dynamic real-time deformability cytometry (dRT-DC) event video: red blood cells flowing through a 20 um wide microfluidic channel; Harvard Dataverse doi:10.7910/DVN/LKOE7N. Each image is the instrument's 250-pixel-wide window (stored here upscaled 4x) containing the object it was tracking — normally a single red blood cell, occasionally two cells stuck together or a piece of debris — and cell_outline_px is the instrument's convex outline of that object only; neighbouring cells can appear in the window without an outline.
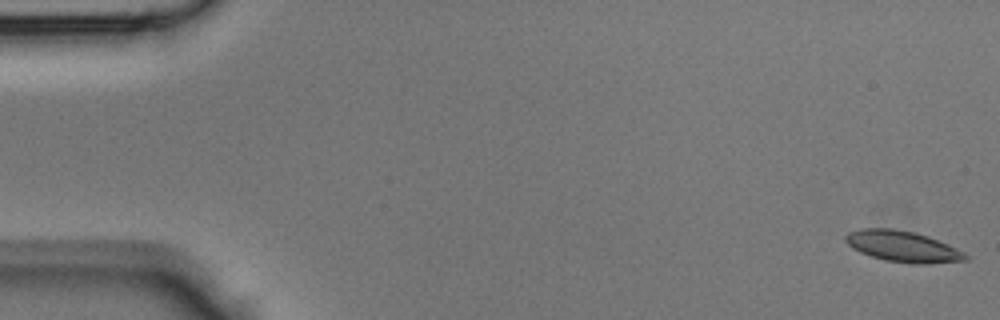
{"species": "Egyptian fruit bat (a non-hibernating species)", "species_latin": "Rousettus aegyptiacus", "temperature_condition": "room temperature", "stored_images_in_passage": 43, "camera_frame_rate_fps": 3000, "um_per_image_px": 0.085, "animal": {"sex": "male"}, "frame": {"image": 1, "passage_image": 1, "time_ms": 0.0, "image_size_px": [1000, 320], "cell_outline_px": [[968, 260], [928, 264], [912, 264], [884, 260], [860, 252], [852, 248], [844, 240], [844, 236], [848, 232], [860, 228], [892, 228], [912, 232], [928, 236], [948, 244], [964, 252], [968, 256]], "centroid_in_image_um": [76.72, 20.95], "position_along_channel_um": 8.3, "area_um2": 21.79}}
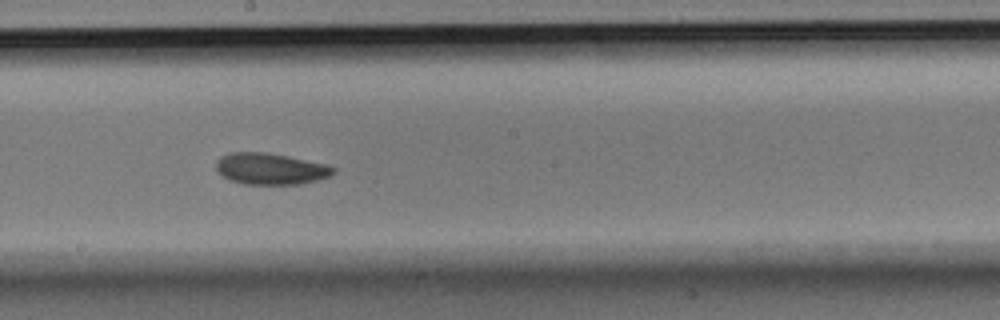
{"frame": {"image": 2, "passage_image": 24, "time_ms": 7.667, "image_size_px": [1000, 320], "cell_outline_px": [[336, 172], [332, 176], [300, 184], [244, 184], [228, 180], [216, 168], [216, 160], [220, 156], [232, 152], [264, 152], [288, 156], [324, 164], [336, 168]], "centroid_in_image_um": [22.99, 14.35], "position_along_channel_um": 225.2, "area_um2": 21.44}}
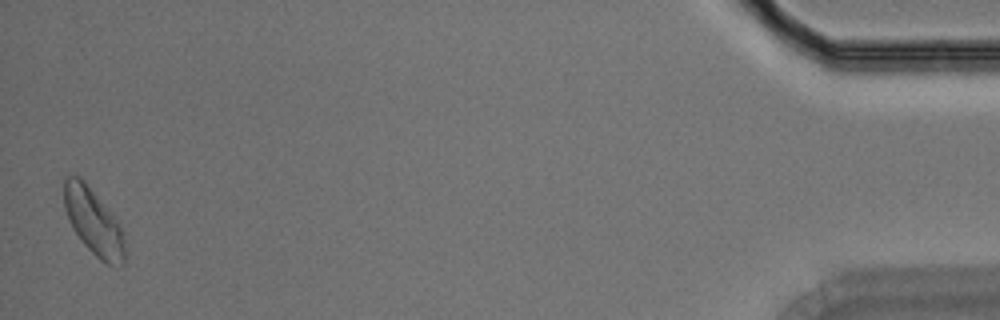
{"frame": {"image": 3, "passage_image": 43, "time_ms": 14.0, "image_size_px": [1000, 320], "cell_outline_px": [[124, 264], [120, 268], [116, 268], [100, 260], [80, 240], [72, 228], [64, 208], [64, 180], [68, 176], [80, 176], [84, 180], [112, 212], [120, 228], [124, 240]], "centroid_in_image_um": [7.94, 18.86], "position_along_channel_um": 427.3, "area_um2": 23.52}}